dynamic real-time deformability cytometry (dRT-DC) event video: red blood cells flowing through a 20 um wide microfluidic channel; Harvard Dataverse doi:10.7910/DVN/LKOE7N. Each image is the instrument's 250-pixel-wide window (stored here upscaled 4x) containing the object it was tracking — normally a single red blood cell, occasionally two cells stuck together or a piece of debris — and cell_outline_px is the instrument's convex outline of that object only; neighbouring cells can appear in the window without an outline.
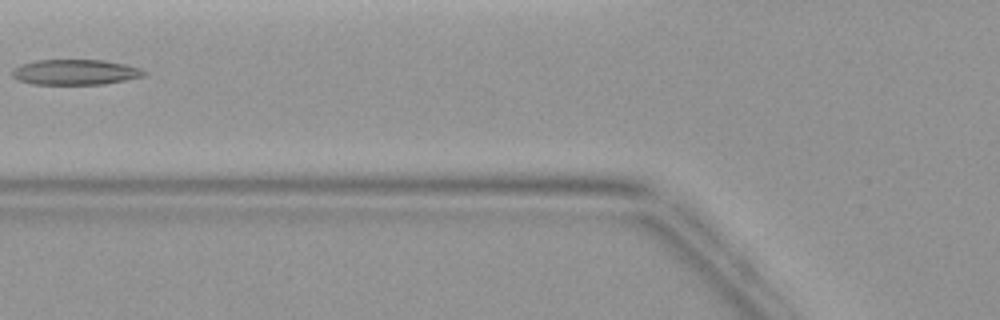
{"species": "common noctule bat (a hibernating species)", "species_latin": "Nyctalus noctula", "temperature_condition": "warm", "stored_images_in_passage": 2, "camera_frame_rate_fps": 3000, "um_per_image_px": 0.085, "animal": {"sex": "female", "body_mass_g": 19.9}, "frame": {"image": 1, "passage_image": 2, "time_ms": 1.333, "image_size_px": [1000, 320], "cell_outline_px": [[148, 72], [144, 76], [104, 84], [32, 84], [16, 80], [12, 76], [12, 68], [20, 64], [36, 60], [104, 60], [124, 64], [140, 68]], "centroid_in_image_um": [6.36, 6.13], "position_along_channel_um": 119.4, "area_um2": 19.59}}